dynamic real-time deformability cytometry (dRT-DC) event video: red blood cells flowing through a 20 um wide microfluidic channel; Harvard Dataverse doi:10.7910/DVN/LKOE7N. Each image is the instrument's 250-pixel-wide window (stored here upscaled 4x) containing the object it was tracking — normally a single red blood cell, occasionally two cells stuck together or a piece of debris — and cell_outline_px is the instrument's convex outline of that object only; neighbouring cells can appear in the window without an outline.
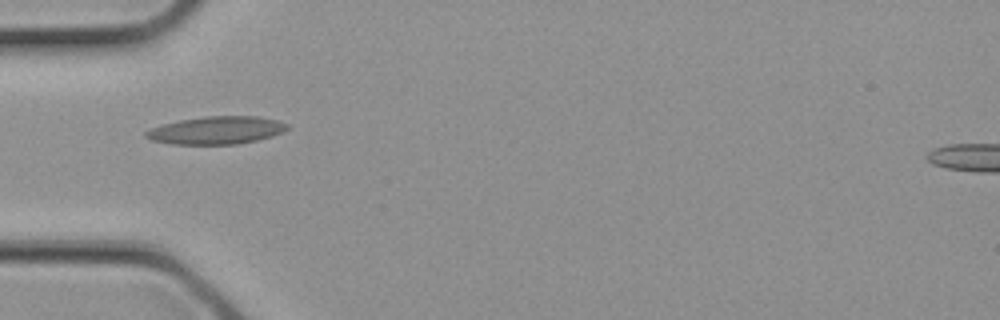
{"species": "common noctule bat (a hibernating species)", "species_latin": "Nyctalus noctula", "temperature_condition": "cold", "stored_images_in_passage": 4, "camera_frame_rate_fps": 3000, "um_per_image_px": 0.085, "animal": {"sex": "female", "body_mass_g": 21.9}, "frame": {"image": 1, "passage_image": 4, "time_ms": 1.0, "image_size_px": [1000, 320], "cell_outline_px": [[288, 128], [284, 132], [272, 136], [256, 140], [236, 144], [172, 144], [152, 140], [144, 136], [144, 132], [152, 128], [164, 124], [180, 120], [204, 116], [256, 116], [276, 120], [288, 124]], "centroid_in_image_um": [18.4, 11.07], "position_along_channel_um": 66.6, "area_um2": 22.72}}